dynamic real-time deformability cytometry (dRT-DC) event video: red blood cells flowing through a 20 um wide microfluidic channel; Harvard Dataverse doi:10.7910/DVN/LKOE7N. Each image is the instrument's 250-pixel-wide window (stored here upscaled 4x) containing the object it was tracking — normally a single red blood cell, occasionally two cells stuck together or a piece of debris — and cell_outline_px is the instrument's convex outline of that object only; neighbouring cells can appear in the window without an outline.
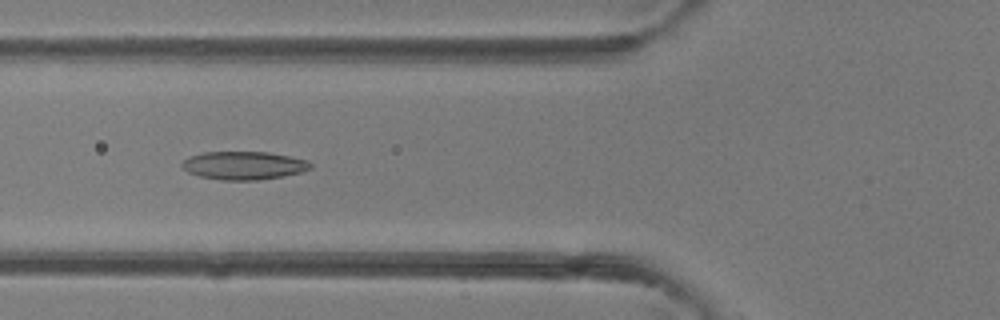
{"species": "common noctule bat (a hibernating species)", "species_latin": "Nyctalus noctula", "temperature_condition": "room temperature", "stored_images_in_passage": 6, "camera_frame_rate_fps": 3000, "um_per_image_px": 0.085, "animal": {"sex": "female"}, "frame": {"image": 1, "passage_image": 5, "time_ms": 4.667, "image_size_px": [1000, 320], "cell_outline_px": [[312, 168], [300, 172], [284, 176], [256, 180], [224, 180], [200, 176], [188, 172], [180, 164], [184, 160], [192, 156], [204, 152], [268, 152], [308, 160], [312, 164]], "centroid_in_image_um": [20.75, 14.06], "position_along_channel_um": 105.1, "area_um2": 20.92}}
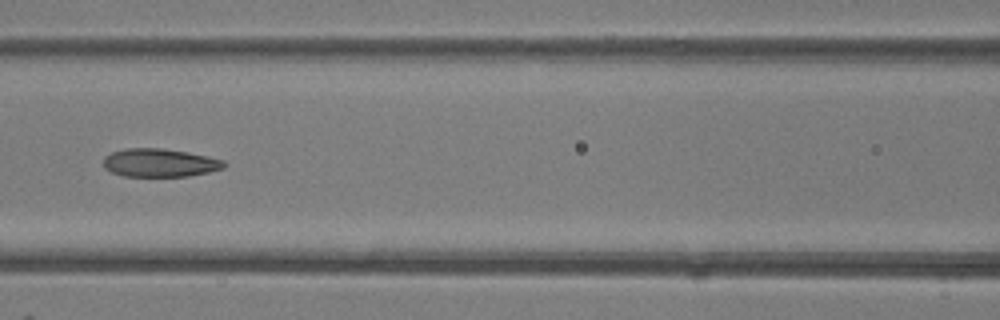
{"frame": {"image": 2, "passage_image": 6, "time_ms": 5.667, "image_size_px": [1000, 320], "cell_outline_px": [[228, 164], [224, 168], [208, 172], [188, 176], [124, 176], [112, 172], [104, 168], [104, 156], [112, 152], [124, 148], [160, 148], [188, 152], [208, 156], [224, 160]], "centroid_in_image_um": [13.59, 13.83], "position_along_channel_um": 153.0, "area_um2": 19.94}}